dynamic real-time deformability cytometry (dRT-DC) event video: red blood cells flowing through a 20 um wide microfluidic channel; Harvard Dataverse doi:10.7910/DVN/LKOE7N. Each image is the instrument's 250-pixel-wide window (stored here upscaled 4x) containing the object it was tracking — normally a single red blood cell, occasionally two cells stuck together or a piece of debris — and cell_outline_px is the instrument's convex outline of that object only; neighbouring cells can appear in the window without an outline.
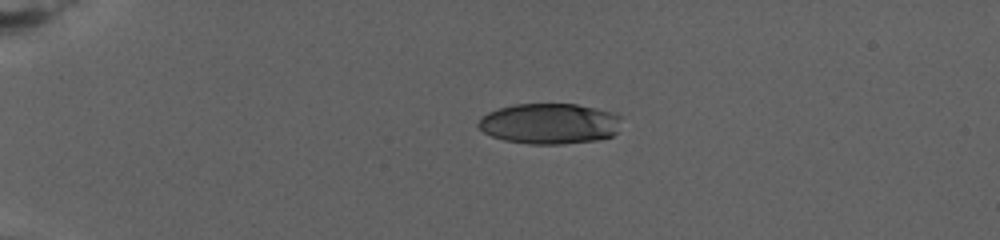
{"species": "human", "species_latin": "Homo sapiens", "temperature_condition": "warm", "stored_images_in_passage": 10, "camera_frame_rate_fps": 3000, "um_per_image_px": 0.085, "donor": {"sex": "female"}, "frame": {"image": 1, "passage_image": 1, "time_ms": 0.0, "image_size_px": [1000, 240], "cell_outline_px": [[620, 116], [616, 132], [612, 136], [596, 140], [564, 144], [528, 144], [504, 140], [492, 136], [484, 132], [476, 124], [480, 116], [488, 112], [500, 108], [516, 104], [576, 104], [596, 108], [612, 112]], "centroid_in_image_um": [46.67, 10.51], "position_along_channel_um": 38.3, "area_um2": 33.87}}
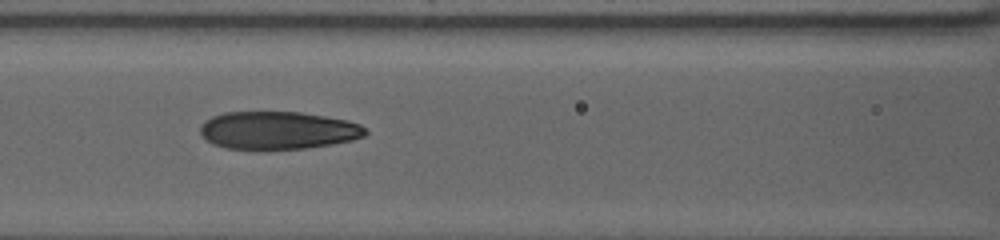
{"frame": {"image": 2, "passage_image": 9, "time_ms": 6.333, "image_size_px": [1000, 240], "cell_outline_px": [[368, 132], [364, 136], [352, 140], [332, 144], [308, 148], [268, 152], [256, 152], [224, 148], [212, 144], [200, 132], [200, 124], [204, 120], [212, 116], [224, 112], [300, 112], [348, 120], [360, 124], [368, 128]], "centroid_in_image_um": [23.6, 11.12], "position_along_channel_um": 143.0, "area_um2": 37.69}}
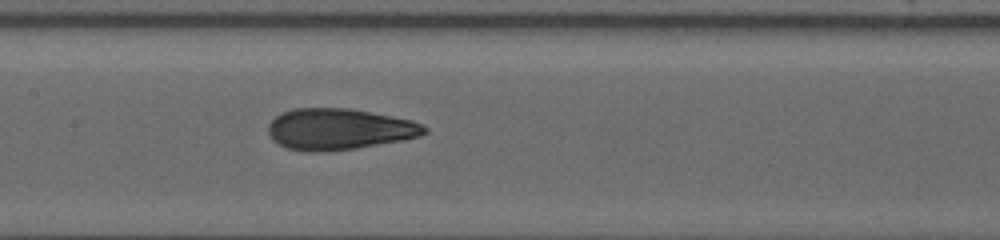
{"frame": {"image": 3, "passage_image": 10, "time_ms": 7.667, "image_size_px": [1000, 240], "cell_outline_px": [[428, 132], [420, 136], [404, 140], [356, 148], [328, 152], [308, 152], [284, 148], [272, 140], [268, 132], [268, 124], [276, 116], [292, 108], [352, 108], [412, 120], [428, 128]], "centroid_in_image_um": [28.81, 10.99], "position_along_channel_um": 178.6, "area_um2": 37.92}}